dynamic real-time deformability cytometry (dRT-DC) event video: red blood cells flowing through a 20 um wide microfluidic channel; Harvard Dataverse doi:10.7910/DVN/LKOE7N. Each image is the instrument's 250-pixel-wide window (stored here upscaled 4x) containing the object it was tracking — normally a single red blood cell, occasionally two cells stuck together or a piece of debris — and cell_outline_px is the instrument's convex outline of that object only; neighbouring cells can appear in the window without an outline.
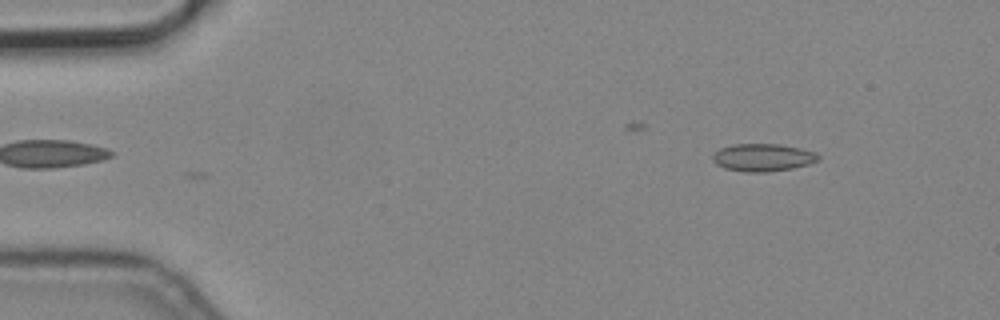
{"species": "common noctule bat (a hibernating species)", "species_latin": "Nyctalus noctula", "temperature_condition": "cold", "stored_images_in_passage": 3, "camera_frame_rate_fps": 3000, "um_per_image_px": 0.085, "animal": {"sex": "male", "body_mass_g": 19.2, "forearm_length_mm": 51.8}, "frame": {"image": 1, "passage_image": 1, "time_ms": 0.0, "image_size_px": [1000, 320], "cell_outline_px": [[820, 160], [808, 164], [792, 168], [768, 172], [744, 172], [724, 168], [716, 164], [712, 160], [712, 156], [720, 148], [732, 144], [780, 144], [800, 148], [816, 152], [820, 156]], "centroid_in_image_um": [64.85, 13.38], "position_along_channel_um": 20.2, "area_um2": 17.11}}
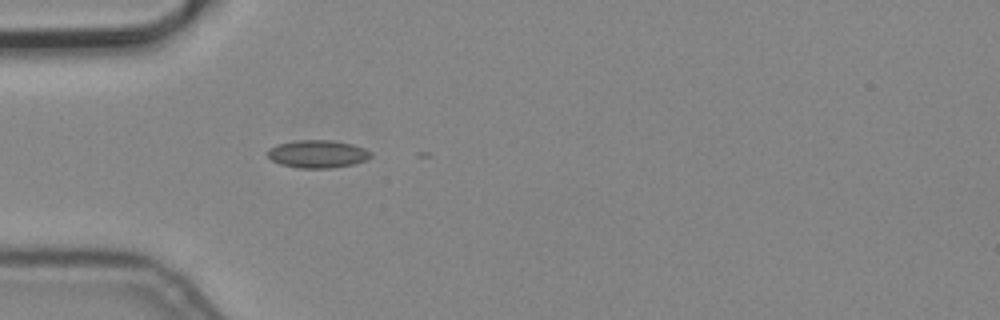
{"frame": {"image": 2, "passage_image": 3, "time_ms": 0.667, "image_size_px": [1000, 320], "cell_outline_px": [[372, 156], [364, 160], [352, 164], [332, 168], [300, 168], [280, 164], [272, 160], [264, 152], [268, 148], [276, 144], [292, 140], [332, 140], [352, 144], [364, 148], [372, 152]], "centroid_in_image_um": [26.94, 13.07], "position_along_channel_um": 58.1, "area_um2": 16.88}}